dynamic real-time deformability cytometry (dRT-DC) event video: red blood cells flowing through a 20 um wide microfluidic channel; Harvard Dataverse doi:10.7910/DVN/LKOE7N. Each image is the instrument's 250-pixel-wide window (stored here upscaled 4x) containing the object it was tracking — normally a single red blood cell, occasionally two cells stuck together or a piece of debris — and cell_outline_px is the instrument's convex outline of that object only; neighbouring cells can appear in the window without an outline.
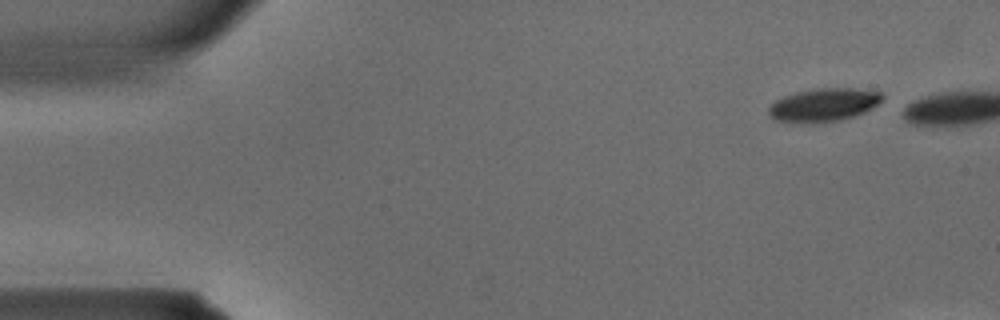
{"species": "common noctule bat (a hibernating species)", "species_latin": "Nyctalus noctula", "temperature_condition": "warm", "stored_images_in_passage": 8, "camera_frame_rate_fps": 3000, "um_per_image_px": 0.085, "animal": {"sex": "male", "body_mass_g": 15.6}, "frame": {"image": 1, "passage_image": 1, "time_ms": 0.0, "image_size_px": [1000, 320], "cell_outline_px": [[884, 96], [872, 108], [864, 112], [840, 120], [776, 120], [768, 112], [768, 108], [776, 100], [784, 96], [796, 92], [816, 88], [852, 88], [880, 92]], "centroid_in_image_um": [70.05, 8.85], "position_along_channel_um": 15.0, "area_um2": 20.87}}